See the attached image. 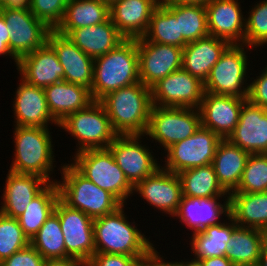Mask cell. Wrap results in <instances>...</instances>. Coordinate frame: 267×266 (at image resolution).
Masks as SVG:
<instances>
[{
	"label": "cell",
	"mask_w": 267,
	"mask_h": 266,
	"mask_svg": "<svg viewBox=\"0 0 267 266\" xmlns=\"http://www.w3.org/2000/svg\"><path fill=\"white\" fill-rule=\"evenodd\" d=\"M0 15L10 34L9 49L17 59L44 46L53 30L31 11L0 9Z\"/></svg>",
	"instance_id": "cell-14"
},
{
	"label": "cell",
	"mask_w": 267,
	"mask_h": 266,
	"mask_svg": "<svg viewBox=\"0 0 267 266\" xmlns=\"http://www.w3.org/2000/svg\"><path fill=\"white\" fill-rule=\"evenodd\" d=\"M253 6L245 21V45L257 50L267 46V0L258 1Z\"/></svg>",
	"instance_id": "cell-41"
},
{
	"label": "cell",
	"mask_w": 267,
	"mask_h": 266,
	"mask_svg": "<svg viewBox=\"0 0 267 266\" xmlns=\"http://www.w3.org/2000/svg\"><path fill=\"white\" fill-rule=\"evenodd\" d=\"M178 175L182 184V196H230L219 184L212 164L186 169Z\"/></svg>",
	"instance_id": "cell-35"
},
{
	"label": "cell",
	"mask_w": 267,
	"mask_h": 266,
	"mask_svg": "<svg viewBox=\"0 0 267 266\" xmlns=\"http://www.w3.org/2000/svg\"><path fill=\"white\" fill-rule=\"evenodd\" d=\"M246 98L204 92L198 108L201 126L210 129L221 139H228L238 124L240 110Z\"/></svg>",
	"instance_id": "cell-18"
},
{
	"label": "cell",
	"mask_w": 267,
	"mask_h": 266,
	"mask_svg": "<svg viewBox=\"0 0 267 266\" xmlns=\"http://www.w3.org/2000/svg\"><path fill=\"white\" fill-rule=\"evenodd\" d=\"M43 266H87L82 260L68 257L64 259H47Z\"/></svg>",
	"instance_id": "cell-49"
},
{
	"label": "cell",
	"mask_w": 267,
	"mask_h": 266,
	"mask_svg": "<svg viewBox=\"0 0 267 266\" xmlns=\"http://www.w3.org/2000/svg\"><path fill=\"white\" fill-rule=\"evenodd\" d=\"M140 82L136 39H124L108 53L94 58L93 84L90 90L93 100L122 87Z\"/></svg>",
	"instance_id": "cell-2"
},
{
	"label": "cell",
	"mask_w": 267,
	"mask_h": 266,
	"mask_svg": "<svg viewBox=\"0 0 267 266\" xmlns=\"http://www.w3.org/2000/svg\"><path fill=\"white\" fill-rule=\"evenodd\" d=\"M9 39H10V34L7 29V24L5 23L4 18L0 15V56L5 55L9 56L11 59L14 60L16 63H18V59L11 53L9 49Z\"/></svg>",
	"instance_id": "cell-47"
},
{
	"label": "cell",
	"mask_w": 267,
	"mask_h": 266,
	"mask_svg": "<svg viewBox=\"0 0 267 266\" xmlns=\"http://www.w3.org/2000/svg\"><path fill=\"white\" fill-rule=\"evenodd\" d=\"M16 69L20 78L41 88L64 80L63 67L48 43L20 57Z\"/></svg>",
	"instance_id": "cell-23"
},
{
	"label": "cell",
	"mask_w": 267,
	"mask_h": 266,
	"mask_svg": "<svg viewBox=\"0 0 267 266\" xmlns=\"http://www.w3.org/2000/svg\"><path fill=\"white\" fill-rule=\"evenodd\" d=\"M133 192L140 194L154 210L173 217L182 198V184L178 174L160 167L154 174L139 182Z\"/></svg>",
	"instance_id": "cell-16"
},
{
	"label": "cell",
	"mask_w": 267,
	"mask_h": 266,
	"mask_svg": "<svg viewBox=\"0 0 267 266\" xmlns=\"http://www.w3.org/2000/svg\"><path fill=\"white\" fill-rule=\"evenodd\" d=\"M68 2L69 0H32L30 11L54 30L62 20Z\"/></svg>",
	"instance_id": "cell-42"
},
{
	"label": "cell",
	"mask_w": 267,
	"mask_h": 266,
	"mask_svg": "<svg viewBox=\"0 0 267 266\" xmlns=\"http://www.w3.org/2000/svg\"><path fill=\"white\" fill-rule=\"evenodd\" d=\"M124 206L114 213L94 219L95 253L141 257L154 246L137 228L135 221L127 220Z\"/></svg>",
	"instance_id": "cell-4"
},
{
	"label": "cell",
	"mask_w": 267,
	"mask_h": 266,
	"mask_svg": "<svg viewBox=\"0 0 267 266\" xmlns=\"http://www.w3.org/2000/svg\"><path fill=\"white\" fill-rule=\"evenodd\" d=\"M267 191V153L250 154L238 187L231 193Z\"/></svg>",
	"instance_id": "cell-39"
},
{
	"label": "cell",
	"mask_w": 267,
	"mask_h": 266,
	"mask_svg": "<svg viewBox=\"0 0 267 266\" xmlns=\"http://www.w3.org/2000/svg\"><path fill=\"white\" fill-rule=\"evenodd\" d=\"M118 135H145L153 107L151 88L141 81L105 95L101 100Z\"/></svg>",
	"instance_id": "cell-1"
},
{
	"label": "cell",
	"mask_w": 267,
	"mask_h": 266,
	"mask_svg": "<svg viewBox=\"0 0 267 266\" xmlns=\"http://www.w3.org/2000/svg\"><path fill=\"white\" fill-rule=\"evenodd\" d=\"M13 99L14 126L45 127L59 123L49 112L44 89L31 85L22 78Z\"/></svg>",
	"instance_id": "cell-22"
},
{
	"label": "cell",
	"mask_w": 267,
	"mask_h": 266,
	"mask_svg": "<svg viewBox=\"0 0 267 266\" xmlns=\"http://www.w3.org/2000/svg\"><path fill=\"white\" fill-rule=\"evenodd\" d=\"M148 42L184 48L188 43L179 36V20L166 7L157 5L152 12L147 32L143 36Z\"/></svg>",
	"instance_id": "cell-36"
},
{
	"label": "cell",
	"mask_w": 267,
	"mask_h": 266,
	"mask_svg": "<svg viewBox=\"0 0 267 266\" xmlns=\"http://www.w3.org/2000/svg\"><path fill=\"white\" fill-rule=\"evenodd\" d=\"M30 244L45 260L66 258L65 238L55 212L30 240Z\"/></svg>",
	"instance_id": "cell-38"
},
{
	"label": "cell",
	"mask_w": 267,
	"mask_h": 266,
	"mask_svg": "<svg viewBox=\"0 0 267 266\" xmlns=\"http://www.w3.org/2000/svg\"><path fill=\"white\" fill-rule=\"evenodd\" d=\"M43 89L49 112L58 123L94 101L90 89L64 80Z\"/></svg>",
	"instance_id": "cell-28"
},
{
	"label": "cell",
	"mask_w": 267,
	"mask_h": 266,
	"mask_svg": "<svg viewBox=\"0 0 267 266\" xmlns=\"http://www.w3.org/2000/svg\"><path fill=\"white\" fill-rule=\"evenodd\" d=\"M200 127L199 109L153 105L145 135L166 151L173 144L192 136Z\"/></svg>",
	"instance_id": "cell-9"
},
{
	"label": "cell",
	"mask_w": 267,
	"mask_h": 266,
	"mask_svg": "<svg viewBox=\"0 0 267 266\" xmlns=\"http://www.w3.org/2000/svg\"><path fill=\"white\" fill-rule=\"evenodd\" d=\"M156 0H116L110 5V18L125 39H137L148 30Z\"/></svg>",
	"instance_id": "cell-25"
},
{
	"label": "cell",
	"mask_w": 267,
	"mask_h": 266,
	"mask_svg": "<svg viewBox=\"0 0 267 266\" xmlns=\"http://www.w3.org/2000/svg\"><path fill=\"white\" fill-rule=\"evenodd\" d=\"M257 266H267V243L263 246Z\"/></svg>",
	"instance_id": "cell-52"
},
{
	"label": "cell",
	"mask_w": 267,
	"mask_h": 266,
	"mask_svg": "<svg viewBox=\"0 0 267 266\" xmlns=\"http://www.w3.org/2000/svg\"><path fill=\"white\" fill-rule=\"evenodd\" d=\"M196 260H199L203 266H235L225 256L209 257L206 259H196Z\"/></svg>",
	"instance_id": "cell-50"
},
{
	"label": "cell",
	"mask_w": 267,
	"mask_h": 266,
	"mask_svg": "<svg viewBox=\"0 0 267 266\" xmlns=\"http://www.w3.org/2000/svg\"><path fill=\"white\" fill-rule=\"evenodd\" d=\"M45 259L29 244L5 259L0 266H43Z\"/></svg>",
	"instance_id": "cell-43"
},
{
	"label": "cell",
	"mask_w": 267,
	"mask_h": 266,
	"mask_svg": "<svg viewBox=\"0 0 267 266\" xmlns=\"http://www.w3.org/2000/svg\"><path fill=\"white\" fill-rule=\"evenodd\" d=\"M59 195L57 182L49 183L27 206L18 217L24 235L31 240L45 221L54 213Z\"/></svg>",
	"instance_id": "cell-33"
},
{
	"label": "cell",
	"mask_w": 267,
	"mask_h": 266,
	"mask_svg": "<svg viewBox=\"0 0 267 266\" xmlns=\"http://www.w3.org/2000/svg\"><path fill=\"white\" fill-rule=\"evenodd\" d=\"M32 0H0V9L30 11Z\"/></svg>",
	"instance_id": "cell-48"
},
{
	"label": "cell",
	"mask_w": 267,
	"mask_h": 266,
	"mask_svg": "<svg viewBox=\"0 0 267 266\" xmlns=\"http://www.w3.org/2000/svg\"><path fill=\"white\" fill-rule=\"evenodd\" d=\"M251 49L253 48L245 44H231L212 67L204 82V92L247 99L249 91L247 81H250L248 70H251L248 67L250 61L247 51Z\"/></svg>",
	"instance_id": "cell-8"
},
{
	"label": "cell",
	"mask_w": 267,
	"mask_h": 266,
	"mask_svg": "<svg viewBox=\"0 0 267 266\" xmlns=\"http://www.w3.org/2000/svg\"><path fill=\"white\" fill-rule=\"evenodd\" d=\"M153 246L145 255L138 257L133 266H175V261L167 262Z\"/></svg>",
	"instance_id": "cell-46"
},
{
	"label": "cell",
	"mask_w": 267,
	"mask_h": 266,
	"mask_svg": "<svg viewBox=\"0 0 267 266\" xmlns=\"http://www.w3.org/2000/svg\"><path fill=\"white\" fill-rule=\"evenodd\" d=\"M49 183L38 175L21 174L8 170L5 187L0 203V213L17 219L30 202Z\"/></svg>",
	"instance_id": "cell-24"
},
{
	"label": "cell",
	"mask_w": 267,
	"mask_h": 266,
	"mask_svg": "<svg viewBox=\"0 0 267 266\" xmlns=\"http://www.w3.org/2000/svg\"><path fill=\"white\" fill-rule=\"evenodd\" d=\"M152 103L161 107H200L204 82L183 68L159 80L151 87Z\"/></svg>",
	"instance_id": "cell-13"
},
{
	"label": "cell",
	"mask_w": 267,
	"mask_h": 266,
	"mask_svg": "<svg viewBox=\"0 0 267 266\" xmlns=\"http://www.w3.org/2000/svg\"><path fill=\"white\" fill-rule=\"evenodd\" d=\"M228 140L250 154L267 153V109L247 99L240 110L238 124Z\"/></svg>",
	"instance_id": "cell-19"
},
{
	"label": "cell",
	"mask_w": 267,
	"mask_h": 266,
	"mask_svg": "<svg viewBox=\"0 0 267 266\" xmlns=\"http://www.w3.org/2000/svg\"><path fill=\"white\" fill-rule=\"evenodd\" d=\"M222 139L210 129L200 127L192 136L169 147L164 154V170L180 172L212 164L216 148Z\"/></svg>",
	"instance_id": "cell-11"
},
{
	"label": "cell",
	"mask_w": 267,
	"mask_h": 266,
	"mask_svg": "<svg viewBox=\"0 0 267 266\" xmlns=\"http://www.w3.org/2000/svg\"><path fill=\"white\" fill-rule=\"evenodd\" d=\"M13 129L15 157L7 170L38 175L48 183L57 182V179L51 177L56 161H54V145L49 128L15 126Z\"/></svg>",
	"instance_id": "cell-3"
},
{
	"label": "cell",
	"mask_w": 267,
	"mask_h": 266,
	"mask_svg": "<svg viewBox=\"0 0 267 266\" xmlns=\"http://www.w3.org/2000/svg\"><path fill=\"white\" fill-rule=\"evenodd\" d=\"M71 164L96 186L111 193L122 205L134 195V187L107 149H88L72 155ZM73 161V162H72Z\"/></svg>",
	"instance_id": "cell-6"
},
{
	"label": "cell",
	"mask_w": 267,
	"mask_h": 266,
	"mask_svg": "<svg viewBox=\"0 0 267 266\" xmlns=\"http://www.w3.org/2000/svg\"><path fill=\"white\" fill-rule=\"evenodd\" d=\"M157 5L167 6L170 4H181V0H156Z\"/></svg>",
	"instance_id": "cell-54"
},
{
	"label": "cell",
	"mask_w": 267,
	"mask_h": 266,
	"mask_svg": "<svg viewBox=\"0 0 267 266\" xmlns=\"http://www.w3.org/2000/svg\"><path fill=\"white\" fill-rule=\"evenodd\" d=\"M54 212L59 217L65 238L66 258H76L87 264L95 254L94 220L84 212L70 208L60 198Z\"/></svg>",
	"instance_id": "cell-12"
},
{
	"label": "cell",
	"mask_w": 267,
	"mask_h": 266,
	"mask_svg": "<svg viewBox=\"0 0 267 266\" xmlns=\"http://www.w3.org/2000/svg\"><path fill=\"white\" fill-rule=\"evenodd\" d=\"M179 20V36L194 42L209 35L207 11L202 5L170 4L166 6Z\"/></svg>",
	"instance_id": "cell-37"
},
{
	"label": "cell",
	"mask_w": 267,
	"mask_h": 266,
	"mask_svg": "<svg viewBox=\"0 0 267 266\" xmlns=\"http://www.w3.org/2000/svg\"><path fill=\"white\" fill-rule=\"evenodd\" d=\"M110 18V5L102 0H69L55 29H77L101 24Z\"/></svg>",
	"instance_id": "cell-34"
},
{
	"label": "cell",
	"mask_w": 267,
	"mask_h": 266,
	"mask_svg": "<svg viewBox=\"0 0 267 266\" xmlns=\"http://www.w3.org/2000/svg\"><path fill=\"white\" fill-rule=\"evenodd\" d=\"M225 220L192 234L189 241L191 249L189 250H191L194 259L225 256L228 249L227 243L232 237L233 229L237 226L231 215Z\"/></svg>",
	"instance_id": "cell-32"
},
{
	"label": "cell",
	"mask_w": 267,
	"mask_h": 266,
	"mask_svg": "<svg viewBox=\"0 0 267 266\" xmlns=\"http://www.w3.org/2000/svg\"><path fill=\"white\" fill-rule=\"evenodd\" d=\"M239 0H211L205 7L209 35L230 44H245L244 12ZM243 12V13H242Z\"/></svg>",
	"instance_id": "cell-21"
},
{
	"label": "cell",
	"mask_w": 267,
	"mask_h": 266,
	"mask_svg": "<svg viewBox=\"0 0 267 266\" xmlns=\"http://www.w3.org/2000/svg\"><path fill=\"white\" fill-rule=\"evenodd\" d=\"M191 260V261H190ZM175 266H203L199 260L194 258L187 259L186 261H175Z\"/></svg>",
	"instance_id": "cell-51"
},
{
	"label": "cell",
	"mask_w": 267,
	"mask_h": 266,
	"mask_svg": "<svg viewBox=\"0 0 267 266\" xmlns=\"http://www.w3.org/2000/svg\"><path fill=\"white\" fill-rule=\"evenodd\" d=\"M29 244L30 240L24 235L18 219L0 213V263Z\"/></svg>",
	"instance_id": "cell-40"
},
{
	"label": "cell",
	"mask_w": 267,
	"mask_h": 266,
	"mask_svg": "<svg viewBox=\"0 0 267 266\" xmlns=\"http://www.w3.org/2000/svg\"><path fill=\"white\" fill-rule=\"evenodd\" d=\"M249 156L228 139L219 142L212 165L219 184L229 194L238 187Z\"/></svg>",
	"instance_id": "cell-29"
},
{
	"label": "cell",
	"mask_w": 267,
	"mask_h": 266,
	"mask_svg": "<svg viewBox=\"0 0 267 266\" xmlns=\"http://www.w3.org/2000/svg\"><path fill=\"white\" fill-rule=\"evenodd\" d=\"M143 137L146 135H117L108 147L117 165L133 187L162 166L147 143L146 145L141 143Z\"/></svg>",
	"instance_id": "cell-10"
},
{
	"label": "cell",
	"mask_w": 267,
	"mask_h": 266,
	"mask_svg": "<svg viewBox=\"0 0 267 266\" xmlns=\"http://www.w3.org/2000/svg\"><path fill=\"white\" fill-rule=\"evenodd\" d=\"M230 213L238 226L267 233V191L230 193Z\"/></svg>",
	"instance_id": "cell-31"
},
{
	"label": "cell",
	"mask_w": 267,
	"mask_h": 266,
	"mask_svg": "<svg viewBox=\"0 0 267 266\" xmlns=\"http://www.w3.org/2000/svg\"><path fill=\"white\" fill-rule=\"evenodd\" d=\"M137 258L128 255L95 253L87 266H133Z\"/></svg>",
	"instance_id": "cell-45"
},
{
	"label": "cell",
	"mask_w": 267,
	"mask_h": 266,
	"mask_svg": "<svg viewBox=\"0 0 267 266\" xmlns=\"http://www.w3.org/2000/svg\"><path fill=\"white\" fill-rule=\"evenodd\" d=\"M60 129L77 140L76 152L88 149H107L118 135L100 101L94 100L86 108L66 116Z\"/></svg>",
	"instance_id": "cell-7"
},
{
	"label": "cell",
	"mask_w": 267,
	"mask_h": 266,
	"mask_svg": "<svg viewBox=\"0 0 267 266\" xmlns=\"http://www.w3.org/2000/svg\"><path fill=\"white\" fill-rule=\"evenodd\" d=\"M139 79L151 88L159 80L182 68L183 48L137 38Z\"/></svg>",
	"instance_id": "cell-15"
},
{
	"label": "cell",
	"mask_w": 267,
	"mask_h": 266,
	"mask_svg": "<svg viewBox=\"0 0 267 266\" xmlns=\"http://www.w3.org/2000/svg\"><path fill=\"white\" fill-rule=\"evenodd\" d=\"M222 215L226 218L231 215L230 196L203 198L182 196L177 212L173 217L179 219L194 234L205 230L209 226L221 223L222 219L224 220L221 217Z\"/></svg>",
	"instance_id": "cell-17"
},
{
	"label": "cell",
	"mask_w": 267,
	"mask_h": 266,
	"mask_svg": "<svg viewBox=\"0 0 267 266\" xmlns=\"http://www.w3.org/2000/svg\"><path fill=\"white\" fill-rule=\"evenodd\" d=\"M57 181L60 199L70 208L84 212L93 220L114 213L122 204L108 191L83 176L71 163H62Z\"/></svg>",
	"instance_id": "cell-5"
},
{
	"label": "cell",
	"mask_w": 267,
	"mask_h": 266,
	"mask_svg": "<svg viewBox=\"0 0 267 266\" xmlns=\"http://www.w3.org/2000/svg\"><path fill=\"white\" fill-rule=\"evenodd\" d=\"M102 1L107 3V4H109V5H111L116 0H102Z\"/></svg>",
	"instance_id": "cell-55"
},
{
	"label": "cell",
	"mask_w": 267,
	"mask_h": 266,
	"mask_svg": "<svg viewBox=\"0 0 267 266\" xmlns=\"http://www.w3.org/2000/svg\"><path fill=\"white\" fill-rule=\"evenodd\" d=\"M54 30L59 34L65 35L80 50L93 59L108 53L125 39L118 32L111 18L98 25L77 29Z\"/></svg>",
	"instance_id": "cell-26"
},
{
	"label": "cell",
	"mask_w": 267,
	"mask_h": 266,
	"mask_svg": "<svg viewBox=\"0 0 267 266\" xmlns=\"http://www.w3.org/2000/svg\"><path fill=\"white\" fill-rule=\"evenodd\" d=\"M266 243V232L237 225L227 243L225 257L235 266H257Z\"/></svg>",
	"instance_id": "cell-30"
},
{
	"label": "cell",
	"mask_w": 267,
	"mask_h": 266,
	"mask_svg": "<svg viewBox=\"0 0 267 266\" xmlns=\"http://www.w3.org/2000/svg\"><path fill=\"white\" fill-rule=\"evenodd\" d=\"M230 45L211 35L190 42L183 48L182 68L205 82L212 67Z\"/></svg>",
	"instance_id": "cell-27"
},
{
	"label": "cell",
	"mask_w": 267,
	"mask_h": 266,
	"mask_svg": "<svg viewBox=\"0 0 267 266\" xmlns=\"http://www.w3.org/2000/svg\"><path fill=\"white\" fill-rule=\"evenodd\" d=\"M211 0H181V4L206 6Z\"/></svg>",
	"instance_id": "cell-53"
},
{
	"label": "cell",
	"mask_w": 267,
	"mask_h": 266,
	"mask_svg": "<svg viewBox=\"0 0 267 266\" xmlns=\"http://www.w3.org/2000/svg\"><path fill=\"white\" fill-rule=\"evenodd\" d=\"M256 77L250 78L247 99L251 103L267 109V66L261 69L259 76Z\"/></svg>",
	"instance_id": "cell-44"
},
{
	"label": "cell",
	"mask_w": 267,
	"mask_h": 266,
	"mask_svg": "<svg viewBox=\"0 0 267 266\" xmlns=\"http://www.w3.org/2000/svg\"><path fill=\"white\" fill-rule=\"evenodd\" d=\"M55 51L64 70V81L87 87L93 84L94 59L80 50L65 35L52 30L47 42Z\"/></svg>",
	"instance_id": "cell-20"
}]
</instances>
